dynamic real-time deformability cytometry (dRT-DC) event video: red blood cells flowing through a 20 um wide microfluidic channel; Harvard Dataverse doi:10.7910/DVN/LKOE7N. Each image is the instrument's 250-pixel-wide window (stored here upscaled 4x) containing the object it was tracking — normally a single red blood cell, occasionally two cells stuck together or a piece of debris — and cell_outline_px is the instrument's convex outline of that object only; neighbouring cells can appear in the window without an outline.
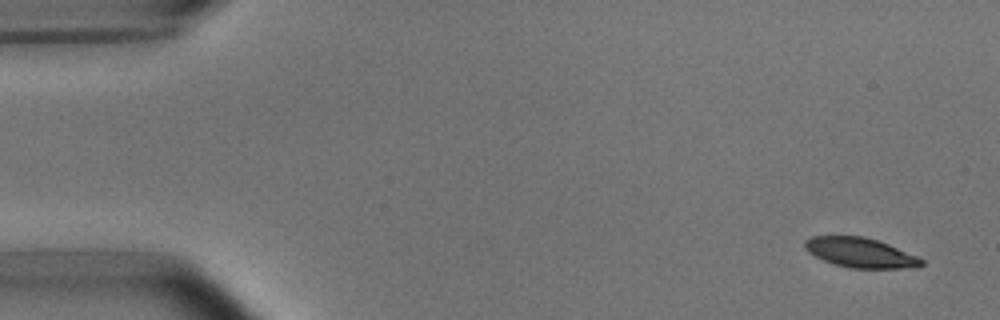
{"species": "common noctule bat (a hibernating species)", "species_latin": "Nyctalus noctula", "temperature_condition": "room temperature", "stored_images_in_passage": 5, "segment_of_instrument_passage": [2, 2], "camera_frame_rate_fps": 3000, "um_per_image_px": 0.085, "animal": {"sex": "male", "body_mass_g": 15.6}, "frame": {"image": 1, "passage_image": 5, "time_ms": 4.667, "image_size_px": [1000, 320], "cell_outline_px": [[924, 264], [916, 268], [848, 268], [824, 260], [808, 252], [804, 248], [804, 240], [812, 236], [864, 236], [888, 244], [916, 256], [924, 260]], "centroid_in_image_um": [73.12, 21.48], "position_along_channel_um": 11.9, "area_um2": 20.11}}